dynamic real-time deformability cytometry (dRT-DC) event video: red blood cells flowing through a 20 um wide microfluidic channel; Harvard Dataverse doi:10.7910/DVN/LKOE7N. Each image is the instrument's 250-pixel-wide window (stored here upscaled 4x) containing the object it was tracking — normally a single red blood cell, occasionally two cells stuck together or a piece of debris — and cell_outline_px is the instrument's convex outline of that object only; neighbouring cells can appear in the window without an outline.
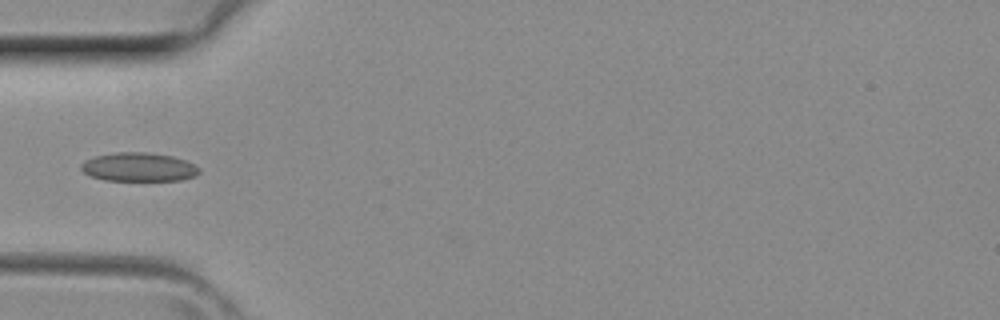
{"species": "common noctule bat (a hibernating species)", "species_latin": "Nyctalus noctula", "temperature_condition": "room temperature", "stored_images_in_passage": 3, "camera_frame_rate_fps": 3000, "um_per_image_px": 0.085, "animal": {"sex": "female", "body_mass_g": 29.2, "forearm_length_mm": 56.3}, "frame": {"image": 1, "passage_image": 3, "time_ms": 0.667, "image_size_px": [1000, 320], "cell_outline_px": [[200, 172], [196, 176], [180, 180], [104, 180], [92, 176], [84, 172], [80, 168], [80, 164], [84, 160], [96, 156], [116, 152], [144, 152], [172, 156], [184, 160], [200, 168]], "centroid_in_image_um": [11.78, 14.2], "position_along_channel_um": 73.2, "area_um2": 19.65}}